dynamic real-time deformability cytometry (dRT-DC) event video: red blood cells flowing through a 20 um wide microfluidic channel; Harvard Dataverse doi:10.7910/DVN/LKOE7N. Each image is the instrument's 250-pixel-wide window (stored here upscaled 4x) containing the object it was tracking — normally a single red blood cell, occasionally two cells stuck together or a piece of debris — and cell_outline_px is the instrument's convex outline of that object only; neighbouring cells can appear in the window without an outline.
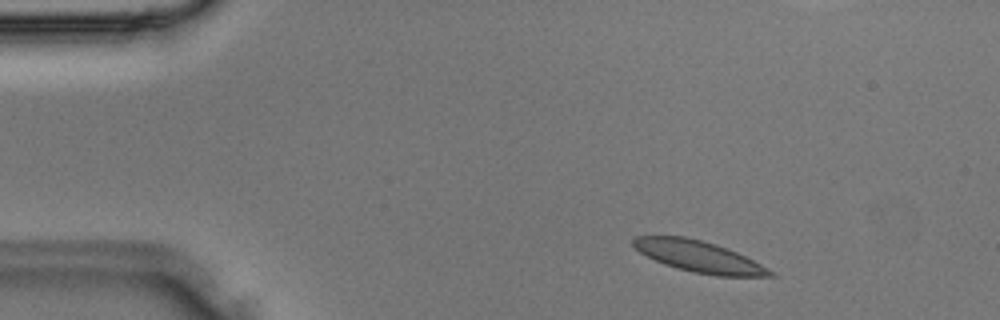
{"species": "Egyptian fruit bat (a non-hibernating species)", "species_latin": "Rousettus aegyptiacus", "temperature_condition": "room temperature", "stored_images_in_passage": 3, "camera_frame_rate_fps": 3000, "um_per_image_px": 0.085, "animal": {"sex": "male"}, "frame": {"image": 1, "passage_image": 3, "time_ms": 0.667, "image_size_px": [1000, 320], "cell_outline_px": [[776, 276], [716, 276], [692, 272], [676, 268], [664, 264], [640, 252], [632, 244], [632, 240], [636, 236], [684, 236], [716, 244], [736, 252], [776, 272]], "centroid_in_image_um": [59.41, 21.81], "position_along_channel_um": 25.6, "area_um2": 24.74}}